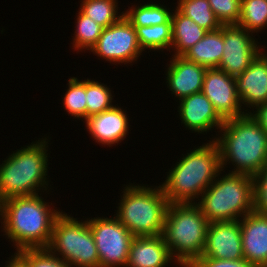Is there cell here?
Segmentation results:
<instances>
[{
	"label": "cell",
	"mask_w": 267,
	"mask_h": 267,
	"mask_svg": "<svg viewBox=\"0 0 267 267\" xmlns=\"http://www.w3.org/2000/svg\"><path fill=\"white\" fill-rule=\"evenodd\" d=\"M61 213L45 202L41 193L8 198L0 203L1 232L13 242L16 251L47 248L54 222Z\"/></svg>",
	"instance_id": "obj_1"
},
{
	"label": "cell",
	"mask_w": 267,
	"mask_h": 267,
	"mask_svg": "<svg viewBox=\"0 0 267 267\" xmlns=\"http://www.w3.org/2000/svg\"><path fill=\"white\" fill-rule=\"evenodd\" d=\"M218 133L222 170L231 162L230 173L253 177L267 164V132L250 114L225 120Z\"/></svg>",
	"instance_id": "obj_2"
},
{
	"label": "cell",
	"mask_w": 267,
	"mask_h": 267,
	"mask_svg": "<svg viewBox=\"0 0 267 267\" xmlns=\"http://www.w3.org/2000/svg\"><path fill=\"white\" fill-rule=\"evenodd\" d=\"M175 164L160 185L169 203H196L223 171L219 147L213 137L209 143L190 149Z\"/></svg>",
	"instance_id": "obj_3"
},
{
	"label": "cell",
	"mask_w": 267,
	"mask_h": 267,
	"mask_svg": "<svg viewBox=\"0 0 267 267\" xmlns=\"http://www.w3.org/2000/svg\"><path fill=\"white\" fill-rule=\"evenodd\" d=\"M32 141L6 157L0 165V203L8 198L49 192L48 140ZM48 189V191H47ZM38 192V193H37Z\"/></svg>",
	"instance_id": "obj_4"
},
{
	"label": "cell",
	"mask_w": 267,
	"mask_h": 267,
	"mask_svg": "<svg viewBox=\"0 0 267 267\" xmlns=\"http://www.w3.org/2000/svg\"><path fill=\"white\" fill-rule=\"evenodd\" d=\"M209 222L196 203H169L162 236L181 267L201 257Z\"/></svg>",
	"instance_id": "obj_5"
},
{
	"label": "cell",
	"mask_w": 267,
	"mask_h": 267,
	"mask_svg": "<svg viewBox=\"0 0 267 267\" xmlns=\"http://www.w3.org/2000/svg\"><path fill=\"white\" fill-rule=\"evenodd\" d=\"M148 186L126 185L114 214L134 236H159L163 232L169 202L160 185Z\"/></svg>",
	"instance_id": "obj_6"
},
{
	"label": "cell",
	"mask_w": 267,
	"mask_h": 267,
	"mask_svg": "<svg viewBox=\"0 0 267 267\" xmlns=\"http://www.w3.org/2000/svg\"><path fill=\"white\" fill-rule=\"evenodd\" d=\"M221 174L222 171L196 202L209 223L240 220L253 211V178Z\"/></svg>",
	"instance_id": "obj_7"
},
{
	"label": "cell",
	"mask_w": 267,
	"mask_h": 267,
	"mask_svg": "<svg viewBox=\"0 0 267 267\" xmlns=\"http://www.w3.org/2000/svg\"><path fill=\"white\" fill-rule=\"evenodd\" d=\"M71 267H99V256L88 220L62 212L53 225L47 247Z\"/></svg>",
	"instance_id": "obj_8"
},
{
	"label": "cell",
	"mask_w": 267,
	"mask_h": 267,
	"mask_svg": "<svg viewBox=\"0 0 267 267\" xmlns=\"http://www.w3.org/2000/svg\"><path fill=\"white\" fill-rule=\"evenodd\" d=\"M114 217L89 218L97 247L99 267H126L134 235Z\"/></svg>",
	"instance_id": "obj_9"
},
{
	"label": "cell",
	"mask_w": 267,
	"mask_h": 267,
	"mask_svg": "<svg viewBox=\"0 0 267 267\" xmlns=\"http://www.w3.org/2000/svg\"><path fill=\"white\" fill-rule=\"evenodd\" d=\"M91 52L112 64L136 62L143 51L135 27L123 16L118 22L103 28Z\"/></svg>",
	"instance_id": "obj_10"
},
{
	"label": "cell",
	"mask_w": 267,
	"mask_h": 267,
	"mask_svg": "<svg viewBox=\"0 0 267 267\" xmlns=\"http://www.w3.org/2000/svg\"><path fill=\"white\" fill-rule=\"evenodd\" d=\"M236 25H223V54L218 69L232 77L241 74L262 52L255 35Z\"/></svg>",
	"instance_id": "obj_11"
},
{
	"label": "cell",
	"mask_w": 267,
	"mask_h": 267,
	"mask_svg": "<svg viewBox=\"0 0 267 267\" xmlns=\"http://www.w3.org/2000/svg\"><path fill=\"white\" fill-rule=\"evenodd\" d=\"M225 121L247 113L242 109L234 77L218 68L207 69L201 91Z\"/></svg>",
	"instance_id": "obj_12"
},
{
	"label": "cell",
	"mask_w": 267,
	"mask_h": 267,
	"mask_svg": "<svg viewBox=\"0 0 267 267\" xmlns=\"http://www.w3.org/2000/svg\"><path fill=\"white\" fill-rule=\"evenodd\" d=\"M199 258L244 259L240 220L209 223L205 247Z\"/></svg>",
	"instance_id": "obj_13"
},
{
	"label": "cell",
	"mask_w": 267,
	"mask_h": 267,
	"mask_svg": "<svg viewBox=\"0 0 267 267\" xmlns=\"http://www.w3.org/2000/svg\"><path fill=\"white\" fill-rule=\"evenodd\" d=\"M234 79L237 95L247 114L251 108L254 110L267 103V56L263 51ZM245 106L250 109L245 110Z\"/></svg>",
	"instance_id": "obj_14"
},
{
	"label": "cell",
	"mask_w": 267,
	"mask_h": 267,
	"mask_svg": "<svg viewBox=\"0 0 267 267\" xmlns=\"http://www.w3.org/2000/svg\"><path fill=\"white\" fill-rule=\"evenodd\" d=\"M178 114L186 129L197 134L220 129L224 120L214 109L211 101L202 93H193L179 100Z\"/></svg>",
	"instance_id": "obj_15"
},
{
	"label": "cell",
	"mask_w": 267,
	"mask_h": 267,
	"mask_svg": "<svg viewBox=\"0 0 267 267\" xmlns=\"http://www.w3.org/2000/svg\"><path fill=\"white\" fill-rule=\"evenodd\" d=\"M113 106L112 108L93 115L83 121L86 124V129L89 131L91 138L101 143L102 146L117 145L123 141L129 133V117L122 107Z\"/></svg>",
	"instance_id": "obj_16"
},
{
	"label": "cell",
	"mask_w": 267,
	"mask_h": 267,
	"mask_svg": "<svg viewBox=\"0 0 267 267\" xmlns=\"http://www.w3.org/2000/svg\"><path fill=\"white\" fill-rule=\"evenodd\" d=\"M243 256L254 267H267V215L252 211L240 219Z\"/></svg>",
	"instance_id": "obj_17"
},
{
	"label": "cell",
	"mask_w": 267,
	"mask_h": 267,
	"mask_svg": "<svg viewBox=\"0 0 267 267\" xmlns=\"http://www.w3.org/2000/svg\"><path fill=\"white\" fill-rule=\"evenodd\" d=\"M167 64L166 83L177 101L193 93L201 92L207 68L186 60L183 56H171Z\"/></svg>",
	"instance_id": "obj_18"
},
{
	"label": "cell",
	"mask_w": 267,
	"mask_h": 267,
	"mask_svg": "<svg viewBox=\"0 0 267 267\" xmlns=\"http://www.w3.org/2000/svg\"><path fill=\"white\" fill-rule=\"evenodd\" d=\"M172 262L178 264L162 235L134 236L126 267H166Z\"/></svg>",
	"instance_id": "obj_19"
},
{
	"label": "cell",
	"mask_w": 267,
	"mask_h": 267,
	"mask_svg": "<svg viewBox=\"0 0 267 267\" xmlns=\"http://www.w3.org/2000/svg\"><path fill=\"white\" fill-rule=\"evenodd\" d=\"M223 25L220 29L207 34L182 56L207 69L218 68L223 54Z\"/></svg>",
	"instance_id": "obj_20"
},
{
	"label": "cell",
	"mask_w": 267,
	"mask_h": 267,
	"mask_svg": "<svg viewBox=\"0 0 267 267\" xmlns=\"http://www.w3.org/2000/svg\"><path fill=\"white\" fill-rule=\"evenodd\" d=\"M172 56H182L189 48L194 46L206 34L207 30L201 28L191 18L183 15L177 8L172 13Z\"/></svg>",
	"instance_id": "obj_21"
},
{
	"label": "cell",
	"mask_w": 267,
	"mask_h": 267,
	"mask_svg": "<svg viewBox=\"0 0 267 267\" xmlns=\"http://www.w3.org/2000/svg\"><path fill=\"white\" fill-rule=\"evenodd\" d=\"M166 5L157 4L156 2H147L145 4L132 5L129 11L125 10V18L134 27L154 26L162 23H172V11ZM171 11V12H170Z\"/></svg>",
	"instance_id": "obj_22"
},
{
	"label": "cell",
	"mask_w": 267,
	"mask_h": 267,
	"mask_svg": "<svg viewBox=\"0 0 267 267\" xmlns=\"http://www.w3.org/2000/svg\"><path fill=\"white\" fill-rule=\"evenodd\" d=\"M79 11L91 18L103 28L118 22L123 16V12H118L117 0H82Z\"/></svg>",
	"instance_id": "obj_23"
},
{
	"label": "cell",
	"mask_w": 267,
	"mask_h": 267,
	"mask_svg": "<svg viewBox=\"0 0 267 267\" xmlns=\"http://www.w3.org/2000/svg\"><path fill=\"white\" fill-rule=\"evenodd\" d=\"M139 46L142 51H170L172 45V23H162L154 26L135 27Z\"/></svg>",
	"instance_id": "obj_24"
},
{
	"label": "cell",
	"mask_w": 267,
	"mask_h": 267,
	"mask_svg": "<svg viewBox=\"0 0 267 267\" xmlns=\"http://www.w3.org/2000/svg\"><path fill=\"white\" fill-rule=\"evenodd\" d=\"M176 8L185 16L191 18L201 28L210 31L222 27L216 18L208 0H178Z\"/></svg>",
	"instance_id": "obj_25"
},
{
	"label": "cell",
	"mask_w": 267,
	"mask_h": 267,
	"mask_svg": "<svg viewBox=\"0 0 267 267\" xmlns=\"http://www.w3.org/2000/svg\"><path fill=\"white\" fill-rule=\"evenodd\" d=\"M255 34L267 27V0H241L240 17L236 24Z\"/></svg>",
	"instance_id": "obj_26"
},
{
	"label": "cell",
	"mask_w": 267,
	"mask_h": 267,
	"mask_svg": "<svg viewBox=\"0 0 267 267\" xmlns=\"http://www.w3.org/2000/svg\"><path fill=\"white\" fill-rule=\"evenodd\" d=\"M78 15L75 22L77 25L73 36V42L71 43L72 48L80 53L82 51H88L95 46L97 40L99 39L103 27L93 21L91 18L82 14L80 11H77Z\"/></svg>",
	"instance_id": "obj_27"
},
{
	"label": "cell",
	"mask_w": 267,
	"mask_h": 267,
	"mask_svg": "<svg viewBox=\"0 0 267 267\" xmlns=\"http://www.w3.org/2000/svg\"><path fill=\"white\" fill-rule=\"evenodd\" d=\"M112 90L104 83L86 80V119L114 106Z\"/></svg>",
	"instance_id": "obj_28"
},
{
	"label": "cell",
	"mask_w": 267,
	"mask_h": 267,
	"mask_svg": "<svg viewBox=\"0 0 267 267\" xmlns=\"http://www.w3.org/2000/svg\"><path fill=\"white\" fill-rule=\"evenodd\" d=\"M68 88L64 94L63 108L73 118L86 120V79L79 80L71 77L68 80Z\"/></svg>",
	"instance_id": "obj_29"
},
{
	"label": "cell",
	"mask_w": 267,
	"mask_h": 267,
	"mask_svg": "<svg viewBox=\"0 0 267 267\" xmlns=\"http://www.w3.org/2000/svg\"><path fill=\"white\" fill-rule=\"evenodd\" d=\"M16 253L28 264V267H71L48 248H25Z\"/></svg>",
	"instance_id": "obj_30"
},
{
	"label": "cell",
	"mask_w": 267,
	"mask_h": 267,
	"mask_svg": "<svg viewBox=\"0 0 267 267\" xmlns=\"http://www.w3.org/2000/svg\"><path fill=\"white\" fill-rule=\"evenodd\" d=\"M208 2L222 25L238 23L241 0H208Z\"/></svg>",
	"instance_id": "obj_31"
},
{
	"label": "cell",
	"mask_w": 267,
	"mask_h": 267,
	"mask_svg": "<svg viewBox=\"0 0 267 267\" xmlns=\"http://www.w3.org/2000/svg\"><path fill=\"white\" fill-rule=\"evenodd\" d=\"M253 178V211L267 215V164Z\"/></svg>",
	"instance_id": "obj_32"
},
{
	"label": "cell",
	"mask_w": 267,
	"mask_h": 267,
	"mask_svg": "<svg viewBox=\"0 0 267 267\" xmlns=\"http://www.w3.org/2000/svg\"><path fill=\"white\" fill-rule=\"evenodd\" d=\"M188 267H254L247 260L196 258Z\"/></svg>",
	"instance_id": "obj_33"
},
{
	"label": "cell",
	"mask_w": 267,
	"mask_h": 267,
	"mask_svg": "<svg viewBox=\"0 0 267 267\" xmlns=\"http://www.w3.org/2000/svg\"><path fill=\"white\" fill-rule=\"evenodd\" d=\"M255 109L251 110L249 114L267 132V103L259 105Z\"/></svg>",
	"instance_id": "obj_34"
},
{
	"label": "cell",
	"mask_w": 267,
	"mask_h": 267,
	"mask_svg": "<svg viewBox=\"0 0 267 267\" xmlns=\"http://www.w3.org/2000/svg\"><path fill=\"white\" fill-rule=\"evenodd\" d=\"M6 262L8 263H6L5 267H28V264L16 252Z\"/></svg>",
	"instance_id": "obj_35"
}]
</instances>
